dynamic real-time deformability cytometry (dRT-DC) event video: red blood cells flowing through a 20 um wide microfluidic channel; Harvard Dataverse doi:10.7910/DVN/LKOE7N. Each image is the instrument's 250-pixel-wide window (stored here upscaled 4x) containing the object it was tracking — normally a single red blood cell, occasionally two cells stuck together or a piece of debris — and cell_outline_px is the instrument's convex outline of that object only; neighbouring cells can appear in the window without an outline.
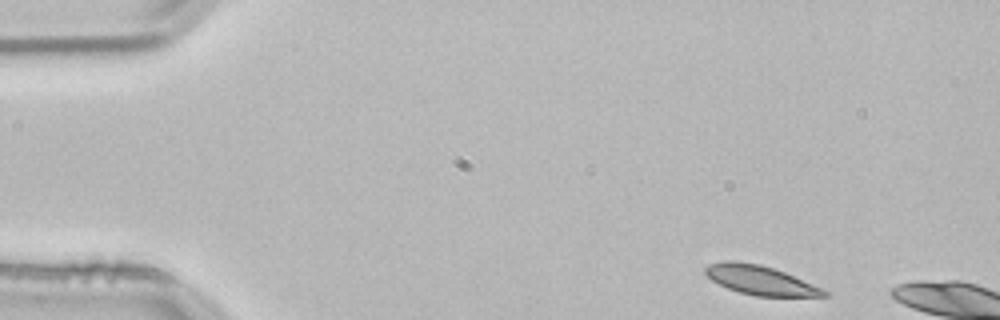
{"species": "common noctule bat (a hibernating species)", "species_latin": "Nyctalus noctula", "temperature_condition": "room temperature", "stored_images_in_passage": 5, "camera_frame_rate_fps": 3000, "um_per_image_px": 0.085, "animal": {"sex": "male", "body_mass_g": 21.5, "forearm_length_mm": 52.0}, "frame": {"image": 1, "passage_image": 1, "time_ms": 0.0, "image_size_px": [1000, 320], "cell_outline_px": [[828, 296], [756, 296], [740, 292], [728, 288], [712, 280], [704, 272], [704, 268], [708, 264], [724, 260], [732, 260], [760, 264], [784, 272], [820, 288], [828, 292]], "centroid_in_image_um": [64.56, 23.8], "position_along_channel_um": 20.4, "area_um2": 19.83}}